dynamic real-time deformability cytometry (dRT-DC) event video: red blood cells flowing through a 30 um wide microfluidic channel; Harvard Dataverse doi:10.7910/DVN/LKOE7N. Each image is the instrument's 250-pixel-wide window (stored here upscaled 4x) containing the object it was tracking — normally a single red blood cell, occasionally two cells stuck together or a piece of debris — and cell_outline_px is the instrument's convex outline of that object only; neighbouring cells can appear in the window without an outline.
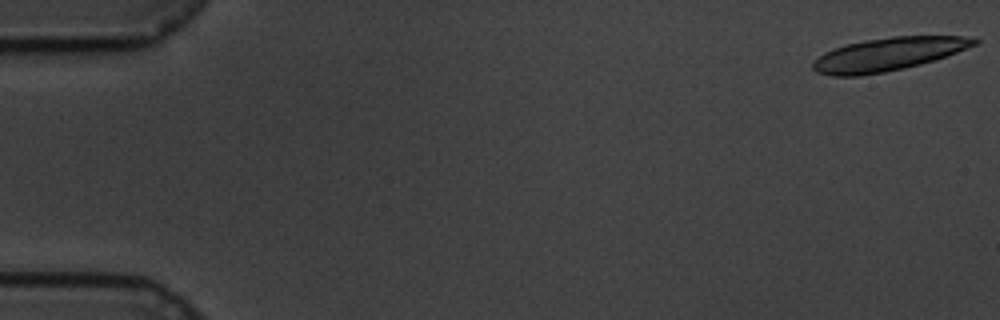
{"species": "common noctule bat (a hibernating species)", "species_latin": "Nyctalus noctula", "temperature_condition": "cold", "stored_images_in_passage": 11, "camera_frame_rate_fps": 3000, "um_per_image_px": 0.085, "animal": {"sex": "male", "body_mass_g": 19.5, "forearm_length_mm": 54.6}, "frame": {"image": 1, "passage_image": 1, "time_ms": 0.0, "image_size_px": [1000, 320], "cell_outline_px": [[980, 40], [976, 44], [956, 52], [920, 64], [904, 68], [884, 72], [860, 76], [832, 76], [816, 72], [812, 68], [812, 64], [824, 52], [848, 44], [864, 40], [892, 36], [964, 36]], "centroid_in_image_um": [75.46, 4.61], "position_along_channel_um": 9.5, "area_um2": 30.75}}